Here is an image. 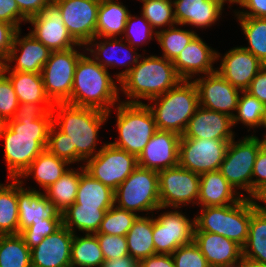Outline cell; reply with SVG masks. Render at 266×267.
Returning <instances> with one entry per match:
<instances>
[{
  "mask_svg": "<svg viewBox=\"0 0 266 267\" xmlns=\"http://www.w3.org/2000/svg\"><path fill=\"white\" fill-rule=\"evenodd\" d=\"M52 125V112L47 111L40 119H10L1 134L4 142V159L7 179H18L33 160L47 147Z\"/></svg>",
  "mask_w": 266,
  "mask_h": 267,
  "instance_id": "1",
  "label": "cell"
},
{
  "mask_svg": "<svg viewBox=\"0 0 266 267\" xmlns=\"http://www.w3.org/2000/svg\"><path fill=\"white\" fill-rule=\"evenodd\" d=\"M51 112L52 123L69 135L71 148H76V165L83 166L87 159L94 157L107 143L99 140V132L112 116L113 110L106 113L69 103H55ZM99 141L102 143L100 147Z\"/></svg>",
  "mask_w": 266,
  "mask_h": 267,
  "instance_id": "2",
  "label": "cell"
},
{
  "mask_svg": "<svg viewBox=\"0 0 266 267\" xmlns=\"http://www.w3.org/2000/svg\"><path fill=\"white\" fill-rule=\"evenodd\" d=\"M86 52L79 58L71 97L72 105L111 111L120 101V81Z\"/></svg>",
  "mask_w": 266,
  "mask_h": 267,
  "instance_id": "3",
  "label": "cell"
},
{
  "mask_svg": "<svg viewBox=\"0 0 266 267\" xmlns=\"http://www.w3.org/2000/svg\"><path fill=\"white\" fill-rule=\"evenodd\" d=\"M181 81L172 61L160 55L142 53L137 64L120 80V94L125 96L121 101L145 103Z\"/></svg>",
  "mask_w": 266,
  "mask_h": 267,
  "instance_id": "4",
  "label": "cell"
},
{
  "mask_svg": "<svg viewBox=\"0 0 266 267\" xmlns=\"http://www.w3.org/2000/svg\"><path fill=\"white\" fill-rule=\"evenodd\" d=\"M157 130L171 131L182 136L189 119L199 107V96L193 81L182 80L166 93L148 101Z\"/></svg>",
  "mask_w": 266,
  "mask_h": 267,
  "instance_id": "5",
  "label": "cell"
},
{
  "mask_svg": "<svg viewBox=\"0 0 266 267\" xmlns=\"http://www.w3.org/2000/svg\"><path fill=\"white\" fill-rule=\"evenodd\" d=\"M200 210V211H199ZM195 215V231L216 233L243 247L248 238L251 199L241 198L225 206L199 208Z\"/></svg>",
  "mask_w": 266,
  "mask_h": 267,
  "instance_id": "6",
  "label": "cell"
},
{
  "mask_svg": "<svg viewBox=\"0 0 266 267\" xmlns=\"http://www.w3.org/2000/svg\"><path fill=\"white\" fill-rule=\"evenodd\" d=\"M112 110L115 112V128L118 136L115 147L138 157L151 137L157 131L154 116L146 103L120 101Z\"/></svg>",
  "mask_w": 266,
  "mask_h": 267,
  "instance_id": "7",
  "label": "cell"
},
{
  "mask_svg": "<svg viewBox=\"0 0 266 267\" xmlns=\"http://www.w3.org/2000/svg\"><path fill=\"white\" fill-rule=\"evenodd\" d=\"M266 143L262 137L248 134L229 142L220 173L243 198H252V174L259 149ZM246 193V194H245Z\"/></svg>",
  "mask_w": 266,
  "mask_h": 267,
  "instance_id": "8",
  "label": "cell"
},
{
  "mask_svg": "<svg viewBox=\"0 0 266 267\" xmlns=\"http://www.w3.org/2000/svg\"><path fill=\"white\" fill-rule=\"evenodd\" d=\"M114 204L138 216L153 214L161 207L158 172L137 166L114 191Z\"/></svg>",
  "mask_w": 266,
  "mask_h": 267,
  "instance_id": "9",
  "label": "cell"
},
{
  "mask_svg": "<svg viewBox=\"0 0 266 267\" xmlns=\"http://www.w3.org/2000/svg\"><path fill=\"white\" fill-rule=\"evenodd\" d=\"M155 212L152 235L156 254L171 255L178 247L194 241V215V218H190L183 212V208L179 210V208L160 207Z\"/></svg>",
  "mask_w": 266,
  "mask_h": 267,
  "instance_id": "10",
  "label": "cell"
},
{
  "mask_svg": "<svg viewBox=\"0 0 266 267\" xmlns=\"http://www.w3.org/2000/svg\"><path fill=\"white\" fill-rule=\"evenodd\" d=\"M85 52V46L80 44L67 50L51 52L41 75L45 93L53 104L66 103L70 99L75 69Z\"/></svg>",
  "mask_w": 266,
  "mask_h": 267,
  "instance_id": "11",
  "label": "cell"
},
{
  "mask_svg": "<svg viewBox=\"0 0 266 267\" xmlns=\"http://www.w3.org/2000/svg\"><path fill=\"white\" fill-rule=\"evenodd\" d=\"M85 171L104 185L117 187L137 168V157L107 141L94 157L84 162Z\"/></svg>",
  "mask_w": 266,
  "mask_h": 267,
  "instance_id": "12",
  "label": "cell"
},
{
  "mask_svg": "<svg viewBox=\"0 0 266 267\" xmlns=\"http://www.w3.org/2000/svg\"><path fill=\"white\" fill-rule=\"evenodd\" d=\"M159 198L161 207L185 208L198 202L200 175L175 166L159 171Z\"/></svg>",
  "mask_w": 266,
  "mask_h": 267,
  "instance_id": "13",
  "label": "cell"
},
{
  "mask_svg": "<svg viewBox=\"0 0 266 267\" xmlns=\"http://www.w3.org/2000/svg\"><path fill=\"white\" fill-rule=\"evenodd\" d=\"M230 141L180 138L178 165L199 175L218 171Z\"/></svg>",
  "mask_w": 266,
  "mask_h": 267,
  "instance_id": "14",
  "label": "cell"
},
{
  "mask_svg": "<svg viewBox=\"0 0 266 267\" xmlns=\"http://www.w3.org/2000/svg\"><path fill=\"white\" fill-rule=\"evenodd\" d=\"M86 53L105 69L124 67L114 76L120 81L138 62L141 51L132 47L122 37H94L86 46Z\"/></svg>",
  "mask_w": 266,
  "mask_h": 267,
  "instance_id": "15",
  "label": "cell"
},
{
  "mask_svg": "<svg viewBox=\"0 0 266 267\" xmlns=\"http://www.w3.org/2000/svg\"><path fill=\"white\" fill-rule=\"evenodd\" d=\"M101 0H54L64 25L72 38L86 46L96 36V23Z\"/></svg>",
  "mask_w": 266,
  "mask_h": 267,
  "instance_id": "16",
  "label": "cell"
},
{
  "mask_svg": "<svg viewBox=\"0 0 266 267\" xmlns=\"http://www.w3.org/2000/svg\"><path fill=\"white\" fill-rule=\"evenodd\" d=\"M29 33L52 52L74 48L79 44L64 25L60 9L54 4L46 6L39 14L28 19Z\"/></svg>",
  "mask_w": 266,
  "mask_h": 267,
  "instance_id": "17",
  "label": "cell"
},
{
  "mask_svg": "<svg viewBox=\"0 0 266 267\" xmlns=\"http://www.w3.org/2000/svg\"><path fill=\"white\" fill-rule=\"evenodd\" d=\"M199 96V106L208 110L234 116L241 90L232 86L218 72L206 74L193 80Z\"/></svg>",
  "mask_w": 266,
  "mask_h": 267,
  "instance_id": "18",
  "label": "cell"
},
{
  "mask_svg": "<svg viewBox=\"0 0 266 267\" xmlns=\"http://www.w3.org/2000/svg\"><path fill=\"white\" fill-rule=\"evenodd\" d=\"M217 50V61L220 62L216 68L223 78L232 86L245 91L257 73L265 66L251 52L238 45L228 49L222 54Z\"/></svg>",
  "mask_w": 266,
  "mask_h": 267,
  "instance_id": "19",
  "label": "cell"
},
{
  "mask_svg": "<svg viewBox=\"0 0 266 267\" xmlns=\"http://www.w3.org/2000/svg\"><path fill=\"white\" fill-rule=\"evenodd\" d=\"M21 31L15 34L3 71L41 73L52 51L29 32L21 35Z\"/></svg>",
  "mask_w": 266,
  "mask_h": 267,
  "instance_id": "20",
  "label": "cell"
},
{
  "mask_svg": "<svg viewBox=\"0 0 266 267\" xmlns=\"http://www.w3.org/2000/svg\"><path fill=\"white\" fill-rule=\"evenodd\" d=\"M217 50L208 45L198 34L173 61L174 68L182 80L195 78L216 71Z\"/></svg>",
  "mask_w": 266,
  "mask_h": 267,
  "instance_id": "21",
  "label": "cell"
},
{
  "mask_svg": "<svg viewBox=\"0 0 266 267\" xmlns=\"http://www.w3.org/2000/svg\"><path fill=\"white\" fill-rule=\"evenodd\" d=\"M176 24L205 31L219 24L226 10L222 0H172ZM221 18V19H220ZM218 22V23H217ZM188 25V26H187ZM197 28V30H196Z\"/></svg>",
  "mask_w": 266,
  "mask_h": 267,
  "instance_id": "22",
  "label": "cell"
},
{
  "mask_svg": "<svg viewBox=\"0 0 266 267\" xmlns=\"http://www.w3.org/2000/svg\"><path fill=\"white\" fill-rule=\"evenodd\" d=\"M180 138L177 133L157 130L137 157L138 166L157 172L178 166Z\"/></svg>",
  "mask_w": 266,
  "mask_h": 267,
  "instance_id": "23",
  "label": "cell"
},
{
  "mask_svg": "<svg viewBox=\"0 0 266 267\" xmlns=\"http://www.w3.org/2000/svg\"><path fill=\"white\" fill-rule=\"evenodd\" d=\"M74 237L62 225L31 249V267H71V244Z\"/></svg>",
  "mask_w": 266,
  "mask_h": 267,
  "instance_id": "24",
  "label": "cell"
},
{
  "mask_svg": "<svg viewBox=\"0 0 266 267\" xmlns=\"http://www.w3.org/2000/svg\"><path fill=\"white\" fill-rule=\"evenodd\" d=\"M233 128L231 116L199 106L181 138L232 140L237 136Z\"/></svg>",
  "mask_w": 266,
  "mask_h": 267,
  "instance_id": "25",
  "label": "cell"
},
{
  "mask_svg": "<svg viewBox=\"0 0 266 267\" xmlns=\"http://www.w3.org/2000/svg\"><path fill=\"white\" fill-rule=\"evenodd\" d=\"M37 187L26 186L17 179V201L19 213V234L33 222L43 219H62V214Z\"/></svg>",
  "mask_w": 266,
  "mask_h": 267,
  "instance_id": "26",
  "label": "cell"
},
{
  "mask_svg": "<svg viewBox=\"0 0 266 267\" xmlns=\"http://www.w3.org/2000/svg\"><path fill=\"white\" fill-rule=\"evenodd\" d=\"M194 242L210 267H223L242 259V247L222 235L205 231L194 232Z\"/></svg>",
  "mask_w": 266,
  "mask_h": 267,
  "instance_id": "27",
  "label": "cell"
},
{
  "mask_svg": "<svg viewBox=\"0 0 266 267\" xmlns=\"http://www.w3.org/2000/svg\"><path fill=\"white\" fill-rule=\"evenodd\" d=\"M71 167V164L44 149L21 174L18 180L21 183H27L26 181L32 178L37 184L35 186L40 187L37 191L44 192Z\"/></svg>",
  "mask_w": 266,
  "mask_h": 267,
  "instance_id": "28",
  "label": "cell"
},
{
  "mask_svg": "<svg viewBox=\"0 0 266 267\" xmlns=\"http://www.w3.org/2000/svg\"><path fill=\"white\" fill-rule=\"evenodd\" d=\"M241 198L219 170L200 175L197 208L230 205Z\"/></svg>",
  "mask_w": 266,
  "mask_h": 267,
  "instance_id": "29",
  "label": "cell"
},
{
  "mask_svg": "<svg viewBox=\"0 0 266 267\" xmlns=\"http://www.w3.org/2000/svg\"><path fill=\"white\" fill-rule=\"evenodd\" d=\"M130 13L131 10L121 0H101L98 9L95 37H122Z\"/></svg>",
  "mask_w": 266,
  "mask_h": 267,
  "instance_id": "30",
  "label": "cell"
},
{
  "mask_svg": "<svg viewBox=\"0 0 266 267\" xmlns=\"http://www.w3.org/2000/svg\"><path fill=\"white\" fill-rule=\"evenodd\" d=\"M111 207H81L73 203L62 213V222L74 234H95Z\"/></svg>",
  "mask_w": 266,
  "mask_h": 267,
  "instance_id": "31",
  "label": "cell"
},
{
  "mask_svg": "<svg viewBox=\"0 0 266 267\" xmlns=\"http://www.w3.org/2000/svg\"><path fill=\"white\" fill-rule=\"evenodd\" d=\"M153 214L138 216L126 234L129 255L138 263L155 253Z\"/></svg>",
  "mask_w": 266,
  "mask_h": 267,
  "instance_id": "32",
  "label": "cell"
},
{
  "mask_svg": "<svg viewBox=\"0 0 266 267\" xmlns=\"http://www.w3.org/2000/svg\"><path fill=\"white\" fill-rule=\"evenodd\" d=\"M3 72L12 82L19 104H53L45 93L41 73Z\"/></svg>",
  "mask_w": 266,
  "mask_h": 267,
  "instance_id": "33",
  "label": "cell"
},
{
  "mask_svg": "<svg viewBox=\"0 0 266 267\" xmlns=\"http://www.w3.org/2000/svg\"><path fill=\"white\" fill-rule=\"evenodd\" d=\"M75 204L81 207H112L114 190L88 174L81 165V176Z\"/></svg>",
  "mask_w": 266,
  "mask_h": 267,
  "instance_id": "34",
  "label": "cell"
},
{
  "mask_svg": "<svg viewBox=\"0 0 266 267\" xmlns=\"http://www.w3.org/2000/svg\"><path fill=\"white\" fill-rule=\"evenodd\" d=\"M80 176L81 166L75 168L73 165L55 183L44 191L50 203H52L61 214L75 202Z\"/></svg>",
  "mask_w": 266,
  "mask_h": 267,
  "instance_id": "35",
  "label": "cell"
},
{
  "mask_svg": "<svg viewBox=\"0 0 266 267\" xmlns=\"http://www.w3.org/2000/svg\"><path fill=\"white\" fill-rule=\"evenodd\" d=\"M242 258L266 264V214L259 212L251 199V219Z\"/></svg>",
  "mask_w": 266,
  "mask_h": 267,
  "instance_id": "36",
  "label": "cell"
},
{
  "mask_svg": "<svg viewBox=\"0 0 266 267\" xmlns=\"http://www.w3.org/2000/svg\"><path fill=\"white\" fill-rule=\"evenodd\" d=\"M8 180L0 182V235L19 234L17 179Z\"/></svg>",
  "mask_w": 266,
  "mask_h": 267,
  "instance_id": "37",
  "label": "cell"
},
{
  "mask_svg": "<svg viewBox=\"0 0 266 267\" xmlns=\"http://www.w3.org/2000/svg\"><path fill=\"white\" fill-rule=\"evenodd\" d=\"M105 261L95 234H74L71 267H100Z\"/></svg>",
  "mask_w": 266,
  "mask_h": 267,
  "instance_id": "38",
  "label": "cell"
},
{
  "mask_svg": "<svg viewBox=\"0 0 266 267\" xmlns=\"http://www.w3.org/2000/svg\"><path fill=\"white\" fill-rule=\"evenodd\" d=\"M185 27L176 24L157 32L155 41L161 48L162 55L160 56L173 62L198 34V31L185 29Z\"/></svg>",
  "mask_w": 266,
  "mask_h": 267,
  "instance_id": "39",
  "label": "cell"
},
{
  "mask_svg": "<svg viewBox=\"0 0 266 267\" xmlns=\"http://www.w3.org/2000/svg\"><path fill=\"white\" fill-rule=\"evenodd\" d=\"M264 115L265 105L246 91H241L236 112L232 117L234 129L237 124H242L244 128H249L247 133L256 135V129L262 127Z\"/></svg>",
  "mask_w": 266,
  "mask_h": 267,
  "instance_id": "40",
  "label": "cell"
},
{
  "mask_svg": "<svg viewBox=\"0 0 266 267\" xmlns=\"http://www.w3.org/2000/svg\"><path fill=\"white\" fill-rule=\"evenodd\" d=\"M236 19L248 43L242 47L266 65V18L236 17Z\"/></svg>",
  "mask_w": 266,
  "mask_h": 267,
  "instance_id": "41",
  "label": "cell"
},
{
  "mask_svg": "<svg viewBox=\"0 0 266 267\" xmlns=\"http://www.w3.org/2000/svg\"><path fill=\"white\" fill-rule=\"evenodd\" d=\"M0 267H31V250L20 234L0 235Z\"/></svg>",
  "mask_w": 266,
  "mask_h": 267,
  "instance_id": "42",
  "label": "cell"
},
{
  "mask_svg": "<svg viewBox=\"0 0 266 267\" xmlns=\"http://www.w3.org/2000/svg\"><path fill=\"white\" fill-rule=\"evenodd\" d=\"M142 3L140 13L157 32L176 25L172 0H137Z\"/></svg>",
  "mask_w": 266,
  "mask_h": 267,
  "instance_id": "43",
  "label": "cell"
},
{
  "mask_svg": "<svg viewBox=\"0 0 266 267\" xmlns=\"http://www.w3.org/2000/svg\"><path fill=\"white\" fill-rule=\"evenodd\" d=\"M139 15L130 13L122 38L132 47L138 50L140 47L143 53H146L147 50L142 46L149 45L152 40H156L157 33L144 16L141 13Z\"/></svg>",
  "mask_w": 266,
  "mask_h": 267,
  "instance_id": "44",
  "label": "cell"
},
{
  "mask_svg": "<svg viewBox=\"0 0 266 267\" xmlns=\"http://www.w3.org/2000/svg\"><path fill=\"white\" fill-rule=\"evenodd\" d=\"M137 217L136 213L114 204L106 211L97 233L126 236Z\"/></svg>",
  "mask_w": 266,
  "mask_h": 267,
  "instance_id": "45",
  "label": "cell"
},
{
  "mask_svg": "<svg viewBox=\"0 0 266 267\" xmlns=\"http://www.w3.org/2000/svg\"><path fill=\"white\" fill-rule=\"evenodd\" d=\"M46 149L72 166L76 164V148H71L69 135L60 131L53 123L49 129Z\"/></svg>",
  "mask_w": 266,
  "mask_h": 267,
  "instance_id": "46",
  "label": "cell"
},
{
  "mask_svg": "<svg viewBox=\"0 0 266 267\" xmlns=\"http://www.w3.org/2000/svg\"><path fill=\"white\" fill-rule=\"evenodd\" d=\"M63 225L62 219H43L20 232L29 249H33L48 235L54 233Z\"/></svg>",
  "mask_w": 266,
  "mask_h": 267,
  "instance_id": "47",
  "label": "cell"
},
{
  "mask_svg": "<svg viewBox=\"0 0 266 267\" xmlns=\"http://www.w3.org/2000/svg\"><path fill=\"white\" fill-rule=\"evenodd\" d=\"M171 255L175 267H210L194 241L178 247Z\"/></svg>",
  "mask_w": 266,
  "mask_h": 267,
  "instance_id": "48",
  "label": "cell"
},
{
  "mask_svg": "<svg viewBox=\"0 0 266 267\" xmlns=\"http://www.w3.org/2000/svg\"><path fill=\"white\" fill-rule=\"evenodd\" d=\"M19 106L17 95L8 76L0 74V116L6 121L12 119Z\"/></svg>",
  "mask_w": 266,
  "mask_h": 267,
  "instance_id": "49",
  "label": "cell"
},
{
  "mask_svg": "<svg viewBox=\"0 0 266 267\" xmlns=\"http://www.w3.org/2000/svg\"><path fill=\"white\" fill-rule=\"evenodd\" d=\"M105 260L129 255L126 236L95 233Z\"/></svg>",
  "mask_w": 266,
  "mask_h": 267,
  "instance_id": "50",
  "label": "cell"
},
{
  "mask_svg": "<svg viewBox=\"0 0 266 267\" xmlns=\"http://www.w3.org/2000/svg\"><path fill=\"white\" fill-rule=\"evenodd\" d=\"M234 5L240 9L232 10L234 19L235 17L266 18V0H234Z\"/></svg>",
  "mask_w": 266,
  "mask_h": 267,
  "instance_id": "51",
  "label": "cell"
},
{
  "mask_svg": "<svg viewBox=\"0 0 266 267\" xmlns=\"http://www.w3.org/2000/svg\"><path fill=\"white\" fill-rule=\"evenodd\" d=\"M0 21L12 24L20 30L28 19L20 12L15 0H0Z\"/></svg>",
  "mask_w": 266,
  "mask_h": 267,
  "instance_id": "52",
  "label": "cell"
},
{
  "mask_svg": "<svg viewBox=\"0 0 266 267\" xmlns=\"http://www.w3.org/2000/svg\"><path fill=\"white\" fill-rule=\"evenodd\" d=\"M266 185V143L259 149L252 174V197Z\"/></svg>",
  "mask_w": 266,
  "mask_h": 267,
  "instance_id": "53",
  "label": "cell"
},
{
  "mask_svg": "<svg viewBox=\"0 0 266 267\" xmlns=\"http://www.w3.org/2000/svg\"><path fill=\"white\" fill-rule=\"evenodd\" d=\"M54 104H35V103H23L19 104L16 109L15 115L12 118L15 121H21L22 119H40L47 111H52Z\"/></svg>",
  "mask_w": 266,
  "mask_h": 267,
  "instance_id": "54",
  "label": "cell"
},
{
  "mask_svg": "<svg viewBox=\"0 0 266 267\" xmlns=\"http://www.w3.org/2000/svg\"><path fill=\"white\" fill-rule=\"evenodd\" d=\"M17 31L14 25L0 21V58L4 62L9 56Z\"/></svg>",
  "mask_w": 266,
  "mask_h": 267,
  "instance_id": "55",
  "label": "cell"
},
{
  "mask_svg": "<svg viewBox=\"0 0 266 267\" xmlns=\"http://www.w3.org/2000/svg\"><path fill=\"white\" fill-rule=\"evenodd\" d=\"M245 91L266 105V65L257 73Z\"/></svg>",
  "mask_w": 266,
  "mask_h": 267,
  "instance_id": "56",
  "label": "cell"
},
{
  "mask_svg": "<svg viewBox=\"0 0 266 267\" xmlns=\"http://www.w3.org/2000/svg\"><path fill=\"white\" fill-rule=\"evenodd\" d=\"M20 12L29 19L39 14L46 6L53 3L54 0H15Z\"/></svg>",
  "mask_w": 266,
  "mask_h": 267,
  "instance_id": "57",
  "label": "cell"
},
{
  "mask_svg": "<svg viewBox=\"0 0 266 267\" xmlns=\"http://www.w3.org/2000/svg\"><path fill=\"white\" fill-rule=\"evenodd\" d=\"M139 267H175L172 255L154 254L139 262Z\"/></svg>",
  "mask_w": 266,
  "mask_h": 267,
  "instance_id": "58",
  "label": "cell"
},
{
  "mask_svg": "<svg viewBox=\"0 0 266 267\" xmlns=\"http://www.w3.org/2000/svg\"><path fill=\"white\" fill-rule=\"evenodd\" d=\"M139 263L130 255L105 260L100 267H138Z\"/></svg>",
  "mask_w": 266,
  "mask_h": 267,
  "instance_id": "59",
  "label": "cell"
},
{
  "mask_svg": "<svg viewBox=\"0 0 266 267\" xmlns=\"http://www.w3.org/2000/svg\"><path fill=\"white\" fill-rule=\"evenodd\" d=\"M251 199L255 208L259 212L266 214V185L259 189Z\"/></svg>",
  "mask_w": 266,
  "mask_h": 267,
  "instance_id": "60",
  "label": "cell"
},
{
  "mask_svg": "<svg viewBox=\"0 0 266 267\" xmlns=\"http://www.w3.org/2000/svg\"><path fill=\"white\" fill-rule=\"evenodd\" d=\"M242 267H266V264H260V263L242 258Z\"/></svg>",
  "mask_w": 266,
  "mask_h": 267,
  "instance_id": "61",
  "label": "cell"
},
{
  "mask_svg": "<svg viewBox=\"0 0 266 267\" xmlns=\"http://www.w3.org/2000/svg\"><path fill=\"white\" fill-rule=\"evenodd\" d=\"M7 125V121L0 116V137H1V134L3 133L5 127Z\"/></svg>",
  "mask_w": 266,
  "mask_h": 267,
  "instance_id": "62",
  "label": "cell"
},
{
  "mask_svg": "<svg viewBox=\"0 0 266 267\" xmlns=\"http://www.w3.org/2000/svg\"><path fill=\"white\" fill-rule=\"evenodd\" d=\"M263 128H264V130H266V105H265L264 121H263V124H262L261 129H263ZM262 138H263L264 140H266V131L262 134Z\"/></svg>",
  "mask_w": 266,
  "mask_h": 267,
  "instance_id": "63",
  "label": "cell"
},
{
  "mask_svg": "<svg viewBox=\"0 0 266 267\" xmlns=\"http://www.w3.org/2000/svg\"><path fill=\"white\" fill-rule=\"evenodd\" d=\"M223 267H242V259H241V261H239L237 263L230 264V265L223 266Z\"/></svg>",
  "mask_w": 266,
  "mask_h": 267,
  "instance_id": "64",
  "label": "cell"
},
{
  "mask_svg": "<svg viewBox=\"0 0 266 267\" xmlns=\"http://www.w3.org/2000/svg\"><path fill=\"white\" fill-rule=\"evenodd\" d=\"M225 4H227V8H230L232 10L233 2L231 0H222ZM229 3V4H228Z\"/></svg>",
  "mask_w": 266,
  "mask_h": 267,
  "instance_id": "65",
  "label": "cell"
},
{
  "mask_svg": "<svg viewBox=\"0 0 266 267\" xmlns=\"http://www.w3.org/2000/svg\"><path fill=\"white\" fill-rule=\"evenodd\" d=\"M5 62L0 58V74L3 72Z\"/></svg>",
  "mask_w": 266,
  "mask_h": 267,
  "instance_id": "66",
  "label": "cell"
}]
</instances>
